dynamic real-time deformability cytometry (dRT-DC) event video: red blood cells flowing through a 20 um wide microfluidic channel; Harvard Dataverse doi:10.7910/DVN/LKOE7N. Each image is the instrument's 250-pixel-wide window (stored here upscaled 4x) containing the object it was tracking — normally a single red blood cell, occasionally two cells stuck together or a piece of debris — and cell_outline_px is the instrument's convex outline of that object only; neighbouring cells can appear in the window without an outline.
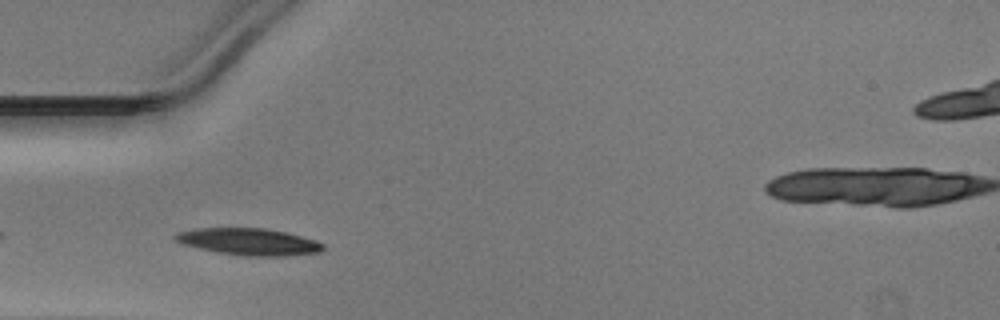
{"species": "Egyptian fruit bat (a non-hibernating species)", "species_latin": "Rousettus aegyptiacus", "temperature_condition": "warm", "stored_images_in_passage": 26, "camera_frame_rate_fps": 3000, "um_per_image_px": 0.085, "animal": {"sex": "male"}, "frame": {"image": 1, "passage_image": 1, "time_ms": 0.0, "image_size_px": [1000, 320], "cell_outline_px": [[324, 248], [320, 252], [288, 256], [244, 256], [216, 252], [180, 244], [172, 240], [172, 236], [176, 232], [196, 228], [268, 228], [316, 240], [324, 244]], "centroid_in_image_um": [21.09, 20.55], "position_along_channel_um": 63.9, "area_um2": 23.47}}
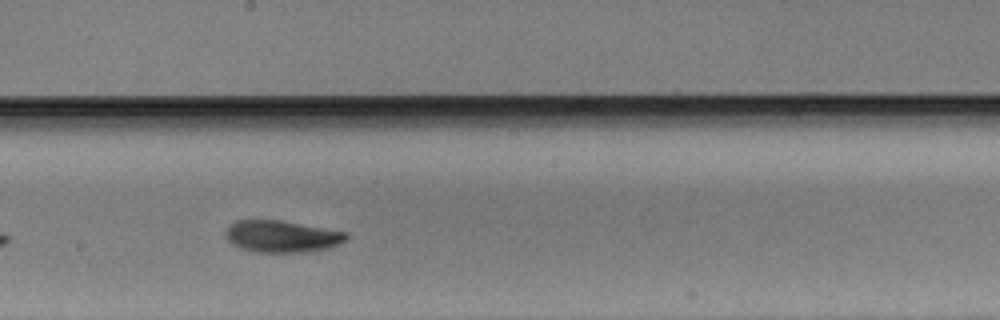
{"frame": {"image": 2, "passage_image": 13, "time_ms": 4.0, "image_size_px": [1000, 320], "cell_outline_px": [[348, 240], [328, 248], [308, 252], [256, 252], [240, 248], [232, 244], [228, 240], [224, 232], [236, 220], [280, 220], [348, 232]], "centroid_in_image_um": [23.98, 20.1], "position_along_channel_um": 224.2, "area_um2": 22.43}}
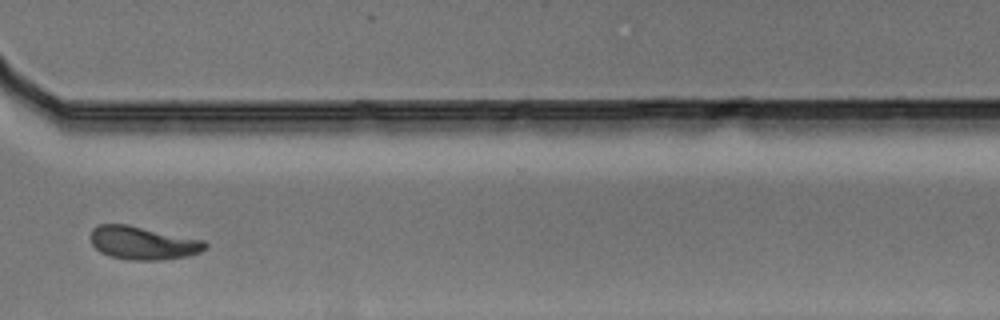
{"frame": {"image": 3, "passage_image": 23, "time_ms": 7.333, "image_size_px": [1000, 320], "cell_outline_px": [[208, 248], [200, 252], [188, 256], [160, 260], [128, 260], [112, 256], [100, 252], [92, 244], [88, 236], [92, 228], [100, 224], [128, 224], [204, 240], [208, 244]], "centroid_in_image_um": [12.14, 20.64], "position_along_channel_um": 358.5, "area_um2": 22.43}}